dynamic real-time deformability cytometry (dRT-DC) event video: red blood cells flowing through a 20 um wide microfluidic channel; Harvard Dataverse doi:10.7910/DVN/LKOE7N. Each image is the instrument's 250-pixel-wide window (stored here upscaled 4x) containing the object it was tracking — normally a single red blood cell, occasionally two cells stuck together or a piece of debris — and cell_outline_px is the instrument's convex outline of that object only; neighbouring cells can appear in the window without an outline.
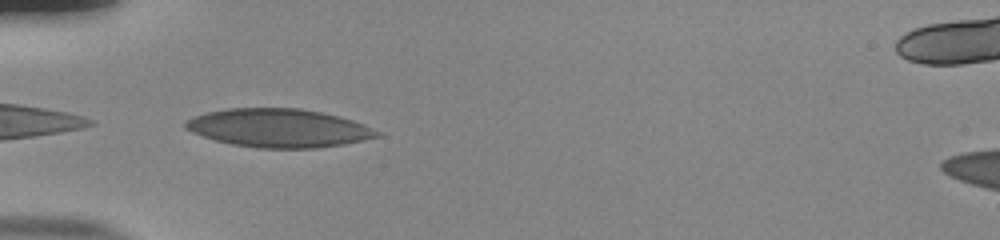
{"species": "human", "species_latin": "Homo sapiens", "temperature_condition": "room temperature", "stored_images_in_passage": 36, "camera_frame_rate_fps": 3000, "um_per_image_px": 0.085, "donor": {"sex": "male"}, "frame": {"image": 1, "passage_image": 1, "time_ms": 0.0, "image_size_px": [1000, 240], "cell_outline_px": [[384, 136], [344, 144], [316, 148], [256, 148], [232, 144], [216, 140], [192, 132], [184, 128], [184, 124], [188, 120], [196, 116], [208, 112], [228, 108], [296, 108], [320, 112], [352, 120], [380, 132]], "centroid_in_image_um": [23.7, 10.89], "position_along_channel_um": 61.3, "area_um2": 42.54}}
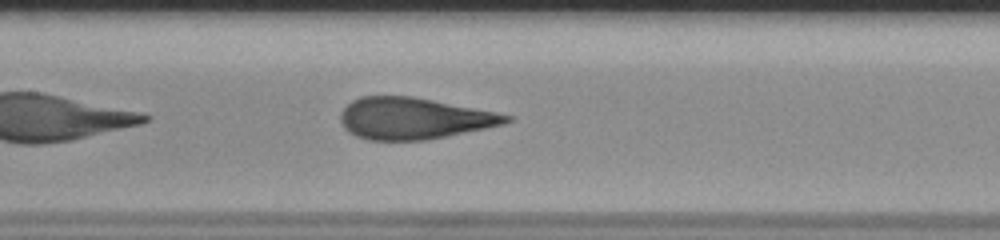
{"frame": {"image": 2, "passage_image": 10, "time_ms": 3.0, "image_size_px": [1000, 240], "cell_outline_px": [[512, 120], [500, 124], [484, 128], [428, 140], [368, 140], [356, 136], [348, 132], [344, 128], [340, 120], [340, 116], [344, 108], [352, 100], [360, 96], [412, 96], [512, 116]], "centroid_in_image_um": [35.08, 10.07], "position_along_channel_um": 172.3, "area_um2": 39.54}}
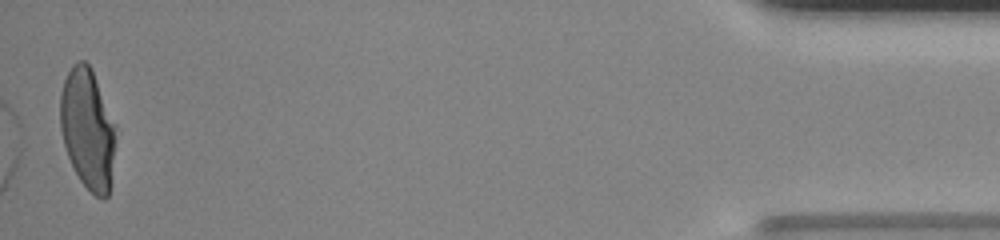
{"frame": {"image": 3, "passage_image": 36, "time_ms": 11.667, "image_size_px": [1000, 240], "cell_outline_px": [[116, 124], [108, 196], [104, 200], [96, 196], [80, 180], [68, 156], [64, 144], [60, 128], [60, 96], [64, 80], [72, 64], [80, 60], [84, 60], [92, 68]], "centroid_in_image_um": [7.44, 10.89], "position_along_channel_um": 427.8, "area_um2": 38.61}, "authors_computed_cell_mechanics": {"area_um2": 40.4022, "velocity_mm_per_s": 3.8867, "shape_relaxation_time_tau1_ms": 6.1925, "shape_relaxation_time_tau2_ms": null, "deformation_change_tau1": 0.2529, "deformation_change_tau2": null}}